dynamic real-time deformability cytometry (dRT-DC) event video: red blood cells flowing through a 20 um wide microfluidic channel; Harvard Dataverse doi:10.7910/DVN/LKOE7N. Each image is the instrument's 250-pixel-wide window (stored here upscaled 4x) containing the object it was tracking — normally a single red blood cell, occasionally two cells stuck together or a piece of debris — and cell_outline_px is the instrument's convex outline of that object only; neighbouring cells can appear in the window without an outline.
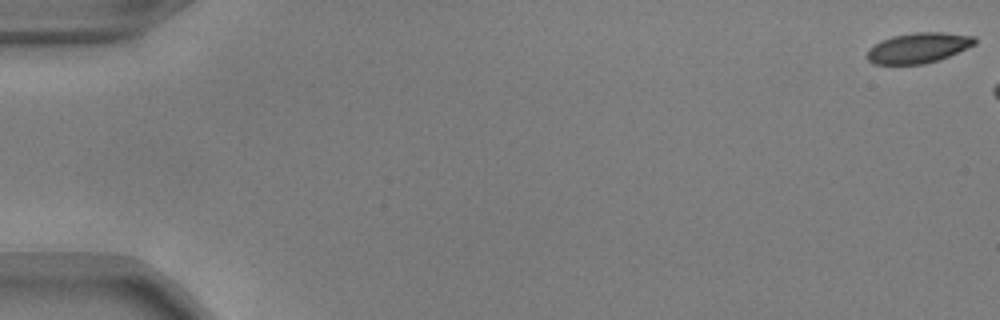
{"species": "common noctule bat (a hibernating species)", "species_latin": "Nyctalus noctula", "temperature_condition": "warm", "stored_images_in_passage": 12, "camera_frame_rate_fps": 3000, "um_per_image_px": 0.085, "animal": {"sex": "male", "body_mass_g": 17.9, "forearm_length_mm": 54.2}, "frame": {"image": 1, "passage_image": 1, "time_ms": 0.0, "image_size_px": [1000, 320], "cell_outline_px": [[976, 44], [968, 48], [940, 60], [924, 64], [872, 64], [868, 60], [868, 48], [880, 40], [892, 36], [916, 32], [940, 32], [976, 36]], "centroid_in_image_um": [78.07, 4.07], "position_along_channel_um": 6.9, "area_um2": 19.19}}